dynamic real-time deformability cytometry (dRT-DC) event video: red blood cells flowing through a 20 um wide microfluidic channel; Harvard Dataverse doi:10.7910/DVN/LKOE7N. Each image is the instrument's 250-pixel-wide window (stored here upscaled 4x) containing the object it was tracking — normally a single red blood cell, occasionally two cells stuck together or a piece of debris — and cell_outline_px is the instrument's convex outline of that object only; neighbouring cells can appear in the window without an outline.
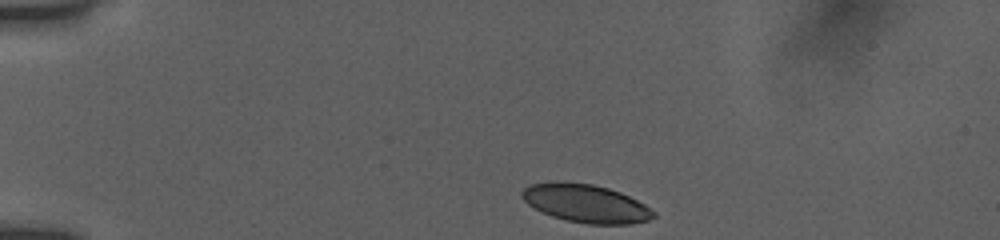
{"species": "human", "species_latin": "Homo sapiens", "temperature_condition": "room temperature", "stored_images_in_passage": 43, "camera_frame_rate_fps": 3000, "um_per_image_px": 0.085, "donor": {"sex": "female"}, "frame": {"image": 1, "passage_image": 1, "time_ms": 0.0, "image_size_px": [1000, 240], "cell_outline_px": [[656, 216], [648, 220], [628, 224], [588, 224], [568, 220], [552, 216], [528, 204], [520, 196], [520, 192], [524, 188], [532, 184], [592, 184], [608, 188], [620, 192], [644, 204], [656, 212]], "centroid_in_image_um": [49.85, 17.33], "position_along_channel_um": 35.2, "area_um2": 28.32}}
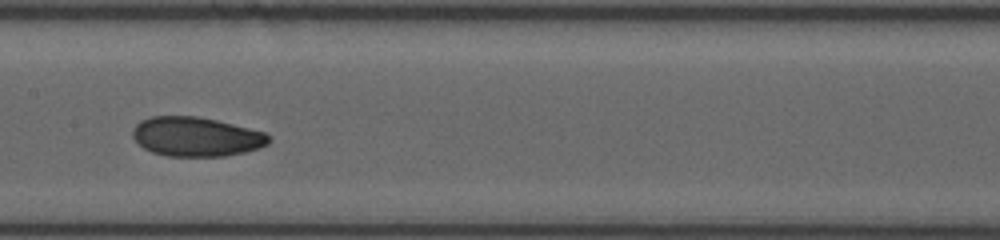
{"frame": {"image": 2, "passage_image": 18, "time_ms": 5.667, "image_size_px": [1000, 240], "cell_outline_px": [[272, 140], [268, 144], [260, 148], [244, 152], [224, 156], [168, 156], [152, 152], [144, 148], [132, 136], [132, 128], [140, 120], [152, 116], [196, 116], [216, 120], [264, 132], [272, 136]], "centroid_in_image_um": [16.68, 11.62], "position_along_channel_um": 190.7, "area_um2": 31.27}}
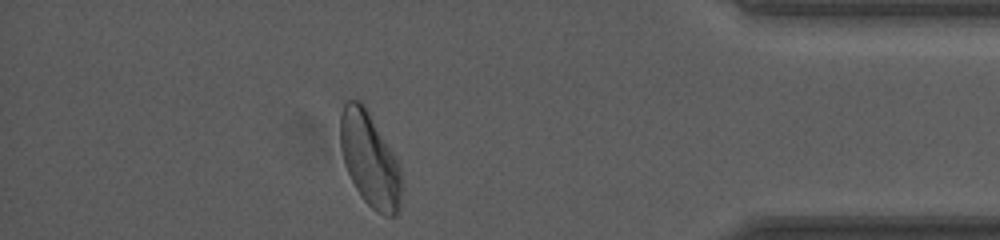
{"frame": {"image": 3, "passage_image": 37, "time_ms": 12.0, "image_size_px": [1000, 240], "cell_outline_px": [[400, 208], [396, 216], [384, 216], [376, 212], [360, 196], [344, 164], [340, 148], [340, 112], [344, 104], [348, 100], [360, 100], [364, 104], [396, 156], [400, 168]], "centroid_in_image_um": [31.42, 13.55], "position_along_channel_um": 403.8, "area_um2": 33.7}, "authors_computed_cell_mechanics": {"area_um2": 31.501, "velocity_mm_per_s": 3.871, "shape_relaxation_time_tau1_ms": 4.7987, "shape_relaxation_time_tau2_ms": 1.5841, "deformation_change_tau1": 0.1517, "deformation_change_tau2": 0.0586}}